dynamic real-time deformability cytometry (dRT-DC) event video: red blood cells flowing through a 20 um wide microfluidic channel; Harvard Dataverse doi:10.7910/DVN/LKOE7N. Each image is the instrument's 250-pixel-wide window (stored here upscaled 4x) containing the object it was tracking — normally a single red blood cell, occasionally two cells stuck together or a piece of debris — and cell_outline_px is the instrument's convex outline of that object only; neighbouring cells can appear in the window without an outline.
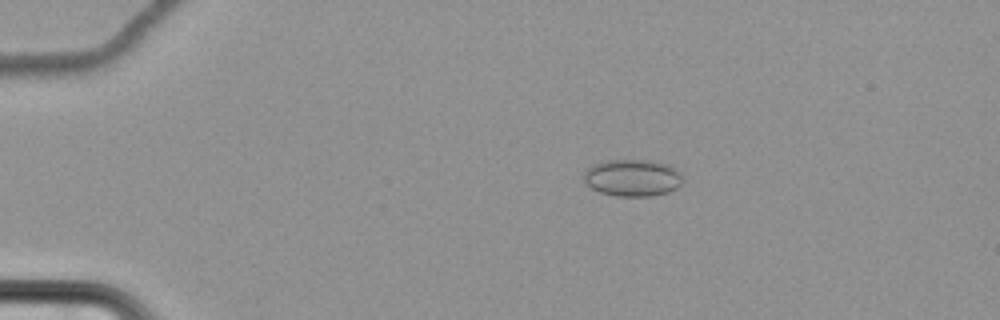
{"species": "common noctule bat (a hibernating species)", "species_latin": "Nyctalus noctula", "temperature_condition": "cold", "stored_images_in_passage": 65, "camera_frame_rate_fps": 3000, "um_per_image_px": 0.085, "animal": {"sex": "female", "body_mass_g": 22.7, "forearm_length_mm": 54.2}, "frame": {"image": 1, "passage_image": 16, "time_ms": 5.0, "image_size_px": [1000, 320], "cell_outline_px": [[684, 180], [676, 188], [668, 192], [652, 196], [616, 196], [600, 192], [592, 188], [584, 180], [584, 168], [592, 164], [604, 160], [648, 160], [668, 164], [680, 172]], "centroid_in_image_um": [53.75, 15.1], "position_along_channel_um": 31.3, "area_um2": 21.5}}
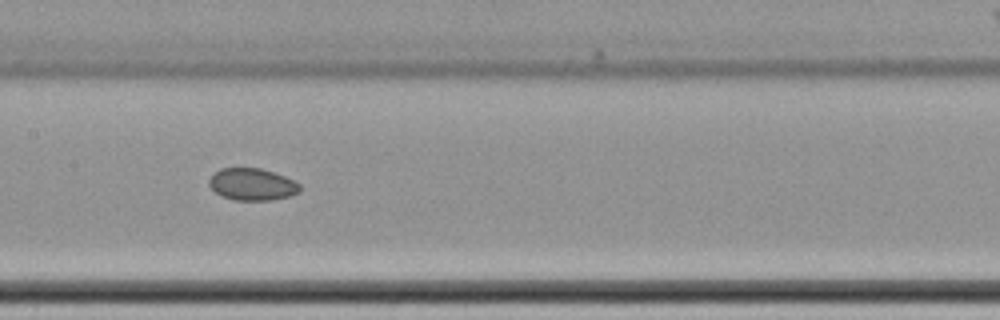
{"frame": {"image": 2, "passage_image": 36, "time_ms": 11.667, "image_size_px": [1000, 320], "cell_outline_px": [[300, 192], [292, 196], [272, 200], [236, 200], [224, 196], [216, 192], [208, 184], [208, 180], [220, 168], [260, 168], [284, 176], [300, 184]], "centroid_in_image_um": [21.46, 15.67], "position_along_channel_um": 185.9, "area_um2": 16.82}}
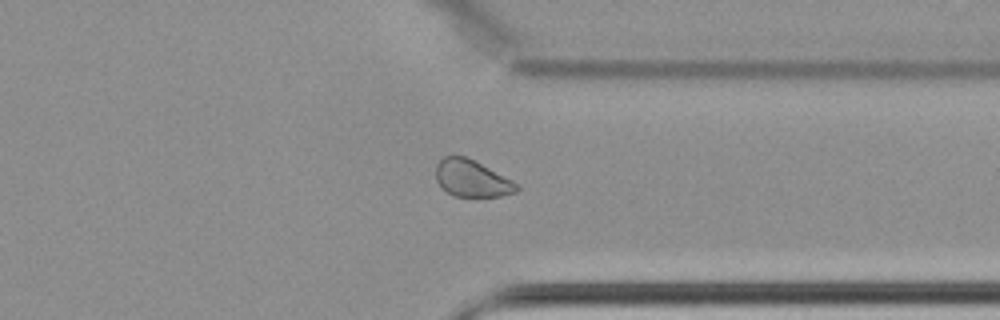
{"frame": {"image": 3, "passage_image": 52, "time_ms": 17.0, "image_size_px": [1000, 320], "cell_outline_px": [[520, 188], [516, 192], [500, 196], [452, 196], [436, 180], [436, 164], [444, 156], [464, 156], [520, 184]], "centroid_in_image_um": [40.11, 15.18], "position_along_channel_um": 371.3, "area_um2": 17.05}}